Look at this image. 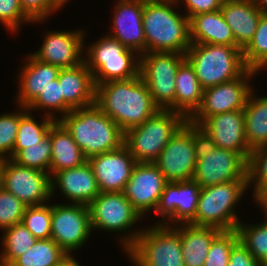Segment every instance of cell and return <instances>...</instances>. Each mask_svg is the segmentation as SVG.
<instances>
[{
  "label": "cell",
  "mask_w": 267,
  "mask_h": 266,
  "mask_svg": "<svg viewBox=\"0 0 267 266\" xmlns=\"http://www.w3.org/2000/svg\"><path fill=\"white\" fill-rule=\"evenodd\" d=\"M255 91L253 88L243 109L245 138L251 150L267 144V96H257Z\"/></svg>",
  "instance_id": "30"
},
{
  "label": "cell",
  "mask_w": 267,
  "mask_h": 266,
  "mask_svg": "<svg viewBox=\"0 0 267 266\" xmlns=\"http://www.w3.org/2000/svg\"><path fill=\"white\" fill-rule=\"evenodd\" d=\"M0 186L27 206L44 205L52 199L51 175L12 159L0 160Z\"/></svg>",
  "instance_id": "13"
},
{
  "label": "cell",
  "mask_w": 267,
  "mask_h": 266,
  "mask_svg": "<svg viewBox=\"0 0 267 266\" xmlns=\"http://www.w3.org/2000/svg\"><path fill=\"white\" fill-rule=\"evenodd\" d=\"M185 54L148 52L140 55L139 73L159 109L174 111L175 78Z\"/></svg>",
  "instance_id": "12"
},
{
  "label": "cell",
  "mask_w": 267,
  "mask_h": 266,
  "mask_svg": "<svg viewBox=\"0 0 267 266\" xmlns=\"http://www.w3.org/2000/svg\"><path fill=\"white\" fill-rule=\"evenodd\" d=\"M55 30L44 32V40L39 50L30 54L40 62L51 64L60 69L74 68L84 62V43L86 31ZM46 33V34H45ZM86 34V35H85Z\"/></svg>",
  "instance_id": "16"
},
{
  "label": "cell",
  "mask_w": 267,
  "mask_h": 266,
  "mask_svg": "<svg viewBox=\"0 0 267 266\" xmlns=\"http://www.w3.org/2000/svg\"><path fill=\"white\" fill-rule=\"evenodd\" d=\"M27 110L21 117L16 135V142L12 153V159L28 146L40 143L48 136L51 126L56 122L51 117L43 115L42 121L39 122L36 115Z\"/></svg>",
  "instance_id": "32"
},
{
  "label": "cell",
  "mask_w": 267,
  "mask_h": 266,
  "mask_svg": "<svg viewBox=\"0 0 267 266\" xmlns=\"http://www.w3.org/2000/svg\"><path fill=\"white\" fill-rule=\"evenodd\" d=\"M48 136L52 145L49 167L51 177L58 171L79 167L87 161L71 134L59 121L51 126Z\"/></svg>",
  "instance_id": "28"
},
{
  "label": "cell",
  "mask_w": 267,
  "mask_h": 266,
  "mask_svg": "<svg viewBox=\"0 0 267 266\" xmlns=\"http://www.w3.org/2000/svg\"><path fill=\"white\" fill-rule=\"evenodd\" d=\"M95 175L100 193L123 192L136 160L125 145L87 159Z\"/></svg>",
  "instance_id": "20"
},
{
  "label": "cell",
  "mask_w": 267,
  "mask_h": 266,
  "mask_svg": "<svg viewBox=\"0 0 267 266\" xmlns=\"http://www.w3.org/2000/svg\"><path fill=\"white\" fill-rule=\"evenodd\" d=\"M258 74L257 71L247 69L237 79L204 89L201 104L188 121L200 126L210 116L244 109L255 88L250 81Z\"/></svg>",
  "instance_id": "14"
},
{
  "label": "cell",
  "mask_w": 267,
  "mask_h": 266,
  "mask_svg": "<svg viewBox=\"0 0 267 266\" xmlns=\"http://www.w3.org/2000/svg\"><path fill=\"white\" fill-rule=\"evenodd\" d=\"M127 254L134 266H185L181 234L173 226L164 224L143 227Z\"/></svg>",
  "instance_id": "9"
},
{
  "label": "cell",
  "mask_w": 267,
  "mask_h": 266,
  "mask_svg": "<svg viewBox=\"0 0 267 266\" xmlns=\"http://www.w3.org/2000/svg\"><path fill=\"white\" fill-rule=\"evenodd\" d=\"M52 198L56 190L73 204L89 205L100 193L91 165H83L56 172L51 177Z\"/></svg>",
  "instance_id": "22"
},
{
  "label": "cell",
  "mask_w": 267,
  "mask_h": 266,
  "mask_svg": "<svg viewBox=\"0 0 267 266\" xmlns=\"http://www.w3.org/2000/svg\"><path fill=\"white\" fill-rule=\"evenodd\" d=\"M238 241L237 230L222 231L211 243L204 266H227L232 248Z\"/></svg>",
  "instance_id": "41"
},
{
  "label": "cell",
  "mask_w": 267,
  "mask_h": 266,
  "mask_svg": "<svg viewBox=\"0 0 267 266\" xmlns=\"http://www.w3.org/2000/svg\"><path fill=\"white\" fill-rule=\"evenodd\" d=\"M28 110L32 112L44 110L45 116L58 121L73 109L64 101L61 85L57 78L51 81V84L41 92L37 99L28 107ZM56 113L60 115L57 116Z\"/></svg>",
  "instance_id": "37"
},
{
  "label": "cell",
  "mask_w": 267,
  "mask_h": 266,
  "mask_svg": "<svg viewBox=\"0 0 267 266\" xmlns=\"http://www.w3.org/2000/svg\"><path fill=\"white\" fill-rule=\"evenodd\" d=\"M58 81L64 101L74 110L95 104L93 73L85 62L74 68L60 69Z\"/></svg>",
  "instance_id": "25"
},
{
  "label": "cell",
  "mask_w": 267,
  "mask_h": 266,
  "mask_svg": "<svg viewBox=\"0 0 267 266\" xmlns=\"http://www.w3.org/2000/svg\"><path fill=\"white\" fill-rule=\"evenodd\" d=\"M248 187H253L252 200L260 206L267 200V144L252 150L247 165Z\"/></svg>",
  "instance_id": "34"
},
{
  "label": "cell",
  "mask_w": 267,
  "mask_h": 266,
  "mask_svg": "<svg viewBox=\"0 0 267 266\" xmlns=\"http://www.w3.org/2000/svg\"><path fill=\"white\" fill-rule=\"evenodd\" d=\"M227 266H260V263L239 240L232 248Z\"/></svg>",
  "instance_id": "46"
},
{
  "label": "cell",
  "mask_w": 267,
  "mask_h": 266,
  "mask_svg": "<svg viewBox=\"0 0 267 266\" xmlns=\"http://www.w3.org/2000/svg\"><path fill=\"white\" fill-rule=\"evenodd\" d=\"M261 206L267 211V200H265Z\"/></svg>",
  "instance_id": "51"
},
{
  "label": "cell",
  "mask_w": 267,
  "mask_h": 266,
  "mask_svg": "<svg viewBox=\"0 0 267 266\" xmlns=\"http://www.w3.org/2000/svg\"><path fill=\"white\" fill-rule=\"evenodd\" d=\"M255 4L263 14H267V0H254Z\"/></svg>",
  "instance_id": "47"
},
{
  "label": "cell",
  "mask_w": 267,
  "mask_h": 266,
  "mask_svg": "<svg viewBox=\"0 0 267 266\" xmlns=\"http://www.w3.org/2000/svg\"><path fill=\"white\" fill-rule=\"evenodd\" d=\"M16 107L19 111L0 115V160L12 159L20 117L28 110L27 107Z\"/></svg>",
  "instance_id": "39"
},
{
  "label": "cell",
  "mask_w": 267,
  "mask_h": 266,
  "mask_svg": "<svg viewBox=\"0 0 267 266\" xmlns=\"http://www.w3.org/2000/svg\"><path fill=\"white\" fill-rule=\"evenodd\" d=\"M52 1L61 11L63 7H66L65 4H67V2H69L70 0H52Z\"/></svg>",
  "instance_id": "49"
},
{
  "label": "cell",
  "mask_w": 267,
  "mask_h": 266,
  "mask_svg": "<svg viewBox=\"0 0 267 266\" xmlns=\"http://www.w3.org/2000/svg\"><path fill=\"white\" fill-rule=\"evenodd\" d=\"M22 62L24 66L19 68L20 71L17 76L19 88L14 103L17 104L16 106L28 108L51 84V81L57 79L60 68L40 62L31 54L25 56Z\"/></svg>",
  "instance_id": "23"
},
{
  "label": "cell",
  "mask_w": 267,
  "mask_h": 266,
  "mask_svg": "<svg viewBox=\"0 0 267 266\" xmlns=\"http://www.w3.org/2000/svg\"><path fill=\"white\" fill-rule=\"evenodd\" d=\"M23 13L33 22L45 23L53 13L60 10L52 0H19Z\"/></svg>",
  "instance_id": "44"
},
{
  "label": "cell",
  "mask_w": 267,
  "mask_h": 266,
  "mask_svg": "<svg viewBox=\"0 0 267 266\" xmlns=\"http://www.w3.org/2000/svg\"><path fill=\"white\" fill-rule=\"evenodd\" d=\"M200 185L192 180L167 182L154 212L162 221L155 224L174 226L189 223L196 214Z\"/></svg>",
  "instance_id": "17"
},
{
  "label": "cell",
  "mask_w": 267,
  "mask_h": 266,
  "mask_svg": "<svg viewBox=\"0 0 267 266\" xmlns=\"http://www.w3.org/2000/svg\"><path fill=\"white\" fill-rule=\"evenodd\" d=\"M0 23L15 34L22 24L33 23L22 11L19 0H0Z\"/></svg>",
  "instance_id": "43"
},
{
  "label": "cell",
  "mask_w": 267,
  "mask_h": 266,
  "mask_svg": "<svg viewBox=\"0 0 267 266\" xmlns=\"http://www.w3.org/2000/svg\"><path fill=\"white\" fill-rule=\"evenodd\" d=\"M22 223L36 239L51 238V203L27 206Z\"/></svg>",
  "instance_id": "40"
},
{
  "label": "cell",
  "mask_w": 267,
  "mask_h": 266,
  "mask_svg": "<svg viewBox=\"0 0 267 266\" xmlns=\"http://www.w3.org/2000/svg\"><path fill=\"white\" fill-rule=\"evenodd\" d=\"M203 90L193 67L185 59L175 78L174 112L182 114L188 120L199 108Z\"/></svg>",
  "instance_id": "29"
},
{
  "label": "cell",
  "mask_w": 267,
  "mask_h": 266,
  "mask_svg": "<svg viewBox=\"0 0 267 266\" xmlns=\"http://www.w3.org/2000/svg\"><path fill=\"white\" fill-rule=\"evenodd\" d=\"M93 234L88 205L51 203V239L71 257Z\"/></svg>",
  "instance_id": "15"
},
{
  "label": "cell",
  "mask_w": 267,
  "mask_h": 266,
  "mask_svg": "<svg viewBox=\"0 0 267 266\" xmlns=\"http://www.w3.org/2000/svg\"><path fill=\"white\" fill-rule=\"evenodd\" d=\"M197 154L193 180L201 188L230 181H248V162L234 151L210 144L203 138L200 127Z\"/></svg>",
  "instance_id": "10"
},
{
  "label": "cell",
  "mask_w": 267,
  "mask_h": 266,
  "mask_svg": "<svg viewBox=\"0 0 267 266\" xmlns=\"http://www.w3.org/2000/svg\"><path fill=\"white\" fill-rule=\"evenodd\" d=\"M185 59L203 89L237 79L248 69L237 46L191 43Z\"/></svg>",
  "instance_id": "4"
},
{
  "label": "cell",
  "mask_w": 267,
  "mask_h": 266,
  "mask_svg": "<svg viewBox=\"0 0 267 266\" xmlns=\"http://www.w3.org/2000/svg\"><path fill=\"white\" fill-rule=\"evenodd\" d=\"M199 127L210 144L234 151L248 162L252 150L245 138L243 109L210 116Z\"/></svg>",
  "instance_id": "19"
},
{
  "label": "cell",
  "mask_w": 267,
  "mask_h": 266,
  "mask_svg": "<svg viewBox=\"0 0 267 266\" xmlns=\"http://www.w3.org/2000/svg\"><path fill=\"white\" fill-rule=\"evenodd\" d=\"M27 205L0 186V230L21 223Z\"/></svg>",
  "instance_id": "42"
},
{
  "label": "cell",
  "mask_w": 267,
  "mask_h": 266,
  "mask_svg": "<svg viewBox=\"0 0 267 266\" xmlns=\"http://www.w3.org/2000/svg\"><path fill=\"white\" fill-rule=\"evenodd\" d=\"M52 145L49 136L40 143L22 149L12 160L17 164L49 173Z\"/></svg>",
  "instance_id": "38"
},
{
  "label": "cell",
  "mask_w": 267,
  "mask_h": 266,
  "mask_svg": "<svg viewBox=\"0 0 267 266\" xmlns=\"http://www.w3.org/2000/svg\"><path fill=\"white\" fill-rule=\"evenodd\" d=\"M177 5L176 0H145V53L186 54L191 46L189 18L177 11Z\"/></svg>",
  "instance_id": "2"
},
{
  "label": "cell",
  "mask_w": 267,
  "mask_h": 266,
  "mask_svg": "<svg viewBox=\"0 0 267 266\" xmlns=\"http://www.w3.org/2000/svg\"><path fill=\"white\" fill-rule=\"evenodd\" d=\"M260 266H267V256L260 262Z\"/></svg>",
  "instance_id": "50"
},
{
  "label": "cell",
  "mask_w": 267,
  "mask_h": 266,
  "mask_svg": "<svg viewBox=\"0 0 267 266\" xmlns=\"http://www.w3.org/2000/svg\"><path fill=\"white\" fill-rule=\"evenodd\" d=\"M0 266H9L36 242V238L21 222L1 231Z\"/></svg>",
  "instance_id": "33"
},
{
  "label": "cell",
  "mask_w": 267,
  "mask_h": 266,
  "mask_svg": "<svg viewBox=\"0 0 267 266\" xmlns=\"http://www.w3.org/2000/svg\"><path fill=\"white\" fill-rule=\"evenodd\" d=\"M242 52L248 69L258 73L267 69V14L262 13L253 39Z\"/></svg>",
  "instance_id": "36"
},
{
  "label": "cell",
  "mask_w": 267,
  "mask_h": 266,
  "mask_svg": "<svg viewBox=\"0 0 267 266\" xmlns=\"http://www.w3.org/2000/svg\"><path fill=\"white\" fill-rule=\"evenodd\" d=\"M95 104L124 133L141 125L159 110L140 73L130 79L96 85Z\"/></svg>",
  "instance_id": "1"
},
{
  "label": "cell",
  "mask_w": 267,
  "mask_h": 266,
  "mask_svg": "<svg viewBox=\"0 0 267 266\" xmlns=\"http://www.w3.org/2000/svg\"><path fill=\"white\" fill-rule=\"evenodd\" d=\"M84 52V62L93 73L95 86L112 80L130 79L139 74L140 55L107 34L95 43L84 46Z\"/></svg>",
  "instance_id": "8"
},
{
  "label": "cell",
  "mask_w": 267,
  "mask_h": 266,
  "mask_svg": "<svg viewBox=\"0 0 267 266\" xmlns=\"http://www.w3.org/2000/svg\"><path fill=\"white\" fill-rule=\"evenodd\" d=\"M259 208L267 216V211L261 205ZM264 219L263 223L257 224H249L241 220L236 229L239 240L259 263L267 256V217Z\"/></svg>",
  "instance_id": "35"
},
{
  "label": "cell",
  "mask_w": 267,
  "mask_h": 266,
  "mask_svg": "<svg viewBox=\"0 0 267 266\" xmlns=\"http://www.w3.org/2000/svg\"><path fill=\"white\" fill-rule=\"evenodd\" d=\"M58 121L71 134L87 159L124 145L122 129L96 104L74 109Z\"/></svg>",
  "instance_id": "3"
},
{
  "label": "cell",
  "mask_w": 267,
  "mask_h": 266,
  "mask_svg": "<svg viewBox=\"0 0 267 266\" xmlns=\"http://www.w3.org/2000/svg\"><path fill=\"white\" fill-rule=\"evenodd\" d=\"M190 40L195 44L235 46V38L220 10L189 18Z\"/></svg>",
  "instance_id": "27"
},
{
  "label": "cell",
  "mask_w": 267,
  "mask_h": 266,
  "mask_svg": "<svg viewBox=\"0 0 267 266\" xmlns=\"http://www.w3.org/2000/svg\"><path fill=\"white\" fill-rule=\"evenodd\" d=\"M186 121L180 113L159 109L141 125L124 133V145L137 163H153Z\"/></svg>",
  "instance_id": "7"
},
{
  "label": "cell",
  "mask_w": 267,
  "mask_h": 266,
  "mask_svg": "<svg viewBox=\"0 0 267 266\" xmlns=\"http://www.w3.org/2000/svg\"><path fill=\"white\" fill-rule=\"evenodd\" d=\"M176 2L180 6L184 4L186 9L184 14L190 18L197 14L220 10L224 0H176Z\"/></svg>",
  "instance_id": "45"
},
{
  "label": "cell",
  "mask_w": 267,
  "mask_h": 266,
  "mask_svg": "<svg viewBox=\"0 0 267 266\" xmlns=\"http://www.w3.org/2000/svg\"><path fill=\"white\" fill-rule=\"evenodd\" d=\"M173 227L181 234V250L185 266H204L211 243L222 230L190 223L177 224Z\"/></svg>",
  "instance_id": "26"
},
{
  "label": "cell",
  "mask_w": 267,
  "mask_h": 266,
  "mask_svg": "<svg viewBox=\"0 0 267 266\" xmlns=\"http://www.w3.org/2000/svg\"><path fill=\"white\" fill-rule=\"evenodd\" d=\"M70 257L53 239H37L9 266H60Z\"/></svg>",
  "instance_id": "31"
},
{
  "label": "cell",
  "mask_w": 267,
  "mask_h": 266,
  "mask_svg": "<svg viewBox=\"0 0 267 266\" xmlns=\"http://www.w3.org/2000/svg\"><path fill=\"white\" fill-rule=\"evenodd\" d=\"M60 266H82L78 260H76L73 256L68 258L62 265Z\"/></svg>",
  "instance_id": "48"
},
{
  "label": "cell",
  "mask_w": 267,
  "mask_h": 266,
  "mask_svg": "<svg viewBox=\"0 0 267 266\" xmlns=\"http://www.w3.org/2000/svg\"><path fill=\"white\" fill-rule=\"evenodd\" d=\"M248 188V181H230L201 188L195 217L189 223L222 231L236 230L241 218L235 208Z\"/></svg>",
  "instance_id": "5"
},
{
  "label": "cell",
  "mask_w": 267,
  "mask_h": 266,
  "mask_svg": "<svg viewBox=\"0 0 267 266\" xmlns=\"http://www.w3.org/2000/svg\"><path fill=\"white\" fill-rule=\"evenodd\" d=\"M88 208L92 231L97 229L98 231L115 232L113 234L118 232L124 234H117L120 239L118 242L122 244L123 252H127L134 245L137 237L143 231L142 228H134L142 217L123 192L99 193L88 205Z\"/></svg>",
  "instance_id": "6"
},
{
  "label": "cell",
  "mask_w": 267,
  "mask_h": 266,
  "mask_svg": "<svg viewBox=\"0 0 267 266\" xmlns=\"http://www.w3.org/2000/svg\"><path fill=\"white\" fill-rule=\"evenodd\" d=\"M198 144L199 126L187 120L153 162L167 182H183L193 179Z\"/></svg>",
  "instance_id": "11"
},
{
  "label": "cell",
  "mask_w": 267,
  "mask_h": 266,
  "mask_svg": "<svg viewBox=\"0 0 267 266\" xmlns=\"http://www.w3.org/2000/svg\"><path fill=\"white\" fill-rule=\"evenodd\" d=\"M114 6L111 30L106 34L138 55L144 54L145 35L142 19L145 0H118Z\"/></svg>",
  "instance_id": "21"
},
{
  "label": "cell",
  "mask_w": 267,
  "mask_h": 266,
  "mask_svg": "<svg viewBox=\"0 0 267 266\" xmlns=\"http://www.w3.org/2000/svg\"><path fill=\"white\" fill-rule=\"evenodd\" d=\"M166 183L154 163H136L123 193L144 218L148 213L155 212Z\"/></svg>",
  "instance_id": "18"
},
{
  "label": "cell",
  "mask_w": 267,
  "mask_h": 266,
  "mask_svg": "<svg viewBox=\"0 0 267 266\" xmlns=\"http://www.w3.org/2000/svg\"><path fill=\"white\" fill-rule=\"evenodd\" d=\"M220 11L232 30L235 46L243 50L253 39L262 12L254 0H224Z\"/></svg>",
  "instance_id": "24"
}]
</instances>
